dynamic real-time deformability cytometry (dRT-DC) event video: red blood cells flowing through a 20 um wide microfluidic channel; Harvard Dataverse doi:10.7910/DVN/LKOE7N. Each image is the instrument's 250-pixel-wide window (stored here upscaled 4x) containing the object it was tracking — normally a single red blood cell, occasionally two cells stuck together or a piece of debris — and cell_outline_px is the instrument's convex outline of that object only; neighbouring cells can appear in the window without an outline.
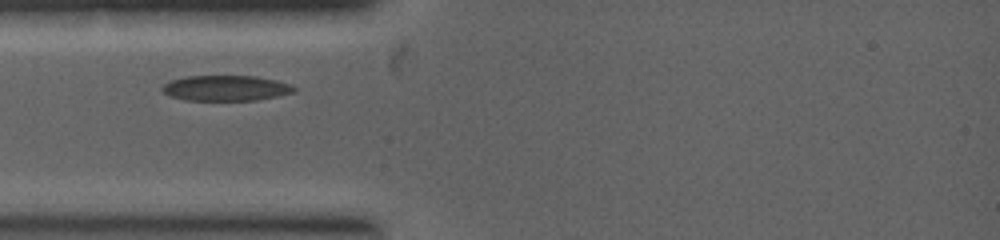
{"species": "common noctule bat (a hibernating species)", "species_latin": "Nyctalus noctula", "temperature_condition": "warm", "stored_images_in_passage": 3, "camera_frame_rate_fps": 5000, "um_per_image_px": 0.085, "animal": {"sex": "female", "body_mass_g": 19.0, "forearm_length_mm": 53.3}, "frame": {"image": 1, "passage_image": 2, "time_ms": 0.8, "image_size_px": [1000, 240], "cell_outline_px": [[296, 92], [280, 96], [256, 100], [184, 100], [172, 96], [164, 92], [160, 88], [164, 84], [172, 80], [188, 76], [256, 76], [292, 84], [296, 88]], "centroid_in_image_um": [19.25, 7.49], "position_along_channel_um": 65.7, "area_um2": 19.54}}